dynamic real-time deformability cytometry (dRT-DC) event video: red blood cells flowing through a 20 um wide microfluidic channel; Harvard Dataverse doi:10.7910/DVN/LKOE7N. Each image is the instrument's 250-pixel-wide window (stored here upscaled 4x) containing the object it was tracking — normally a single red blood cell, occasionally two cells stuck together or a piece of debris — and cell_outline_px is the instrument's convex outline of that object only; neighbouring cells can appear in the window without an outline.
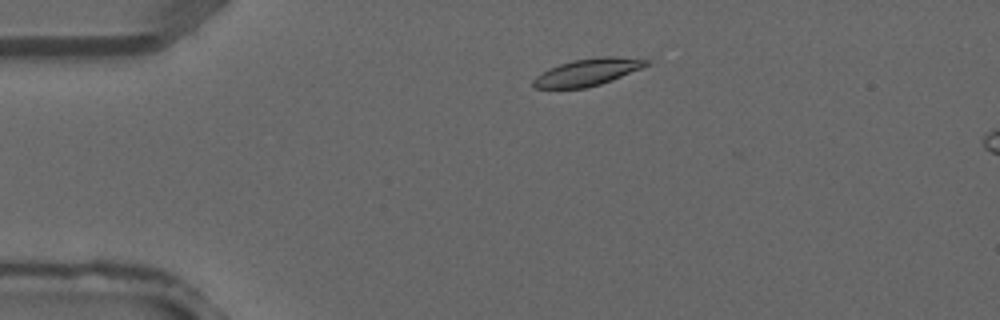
{"species": "common noctule bat (a hibernating species)", "species_latin": "Nyctalus noctula", "temperature_condition": "warm", "stored_images_in_passage": 3, "camera_frame_rate_fps": 3000, "um_per_image_px": 0.085, "animal": {"sex": "male", "forearm_length_mm": 52.5}, "frame": {"image": 1, "passage_image": 2, "time_ms": 0.333, "image_size_px": [1000, 320], "cell_outline_px": [[652, 60], [648, 64], [640, 68], [612, 80], [600, 84], [584, 88], [532, 88], [532, 80], [536, 76], [548, 68], [572, 60], [596, 56], [616, 56]], "centroid_in_image_um": [49.91, 6.12], "position_along_channel_um": 35.1, "area_um2": 17.86}}